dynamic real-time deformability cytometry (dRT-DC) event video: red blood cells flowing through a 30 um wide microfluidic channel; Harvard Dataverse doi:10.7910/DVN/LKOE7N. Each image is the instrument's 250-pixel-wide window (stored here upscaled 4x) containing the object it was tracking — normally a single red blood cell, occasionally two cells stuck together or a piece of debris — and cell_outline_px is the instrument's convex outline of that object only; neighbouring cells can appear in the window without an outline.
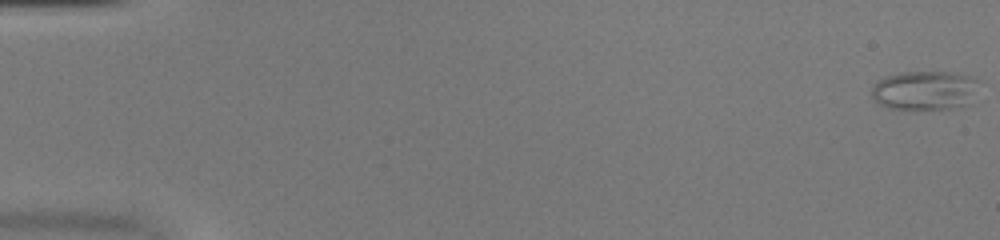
{"species": "common noctule bat (a hibernating species)", "species_latin": "Nyctalus noctula", "temperature_condition": "warm", "stored_images_in_passage": 52, "camera_frame_rate_fps": 3000, "um_per_image_px": 0.085, "animal": {"sex": "female", "body_mass_g": 20.0, "forearm_length_mm": 54.0}, "frame": {"image": 1, "passage_image": 1, "time_ms": 0.0, "image_size_px": [1000, 240], "cell_outline_px": [[980, 80], [964, 104], [948, 108], [888, 108], [880, 104], [872, 96], [872, 88], [884, 76], [900, 72], [952, 72], [972, 76]], "centroid_in_image_um": [78.55, 7.64], "position_along_channel_um": 6.5, "area_um2": 23.7}}
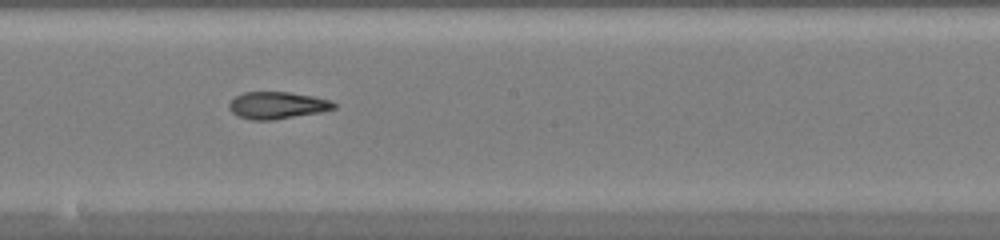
{"frame": {"image": 2, "passage_image": 30, "time_ms": 9.667, "image_size_px": [1000, 240], "cell_outline_px": [[336, 108], [320, 112], [272, 120], [252, 120], [240, 116], [232, 112], [228, 108], [228, 104], [236, 96], [244, 92], [288, 92], [312, 96], [332, 100], [336, 104]], "centroid_in_image_um": [23.57, 8.95], "position_along_channel_um": 224.6, "area_um2": 16.42}}
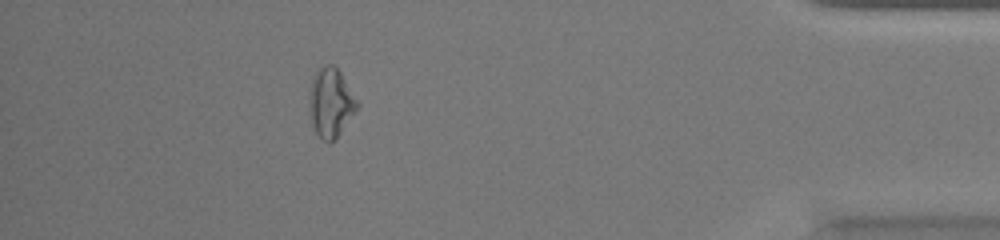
{"frame": {"image": 3, "passage_image": 47, "time_ms": 15.333, "image_size_px": [1000, 240], "cell_outline_px": [[360, 104], [336, 140], [328, 144], [316, 132], [312, 124], [312, 76], [320, 68], [328, 64], [332, 64], [340, 72]], "centroid_in_image_um": [28.17, 8.75], "position_along_channel_um": 407.0, "area_um2": 18.55}, "authors_computed_cell_mechanics": {"area_um2": 18.2937, "velocity_mm_per_s": 4.0412, "shape_relaxation_time_tau1_ms": null, "shape_relaxation_time_tau2_ms": 5.4483, "deformation_change_tau1": null, "deformation_change_tau2": 0.1652}}